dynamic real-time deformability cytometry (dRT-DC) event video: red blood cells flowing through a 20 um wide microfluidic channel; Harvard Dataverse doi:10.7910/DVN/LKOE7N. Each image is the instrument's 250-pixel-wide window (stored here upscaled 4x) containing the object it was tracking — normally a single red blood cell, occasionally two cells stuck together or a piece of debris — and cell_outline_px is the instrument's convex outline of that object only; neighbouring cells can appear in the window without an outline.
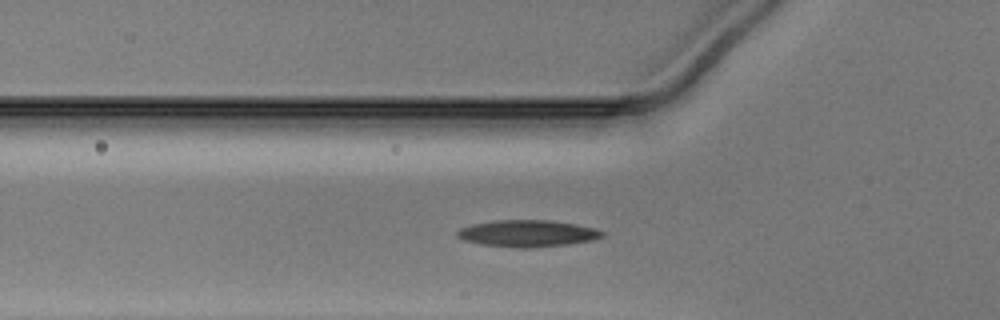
{"species": "Egyptian fruit bat (a non-hibernating species)", "species_latin": "Rousettus aegyptiacus", "temperature_condition": "warm", "stored_images_in_passage": 29, "camera_frame_rate_fps": 3000, "um_per_image_px": 0.085, "animal": {"sex": "male"}, "frame": {"image": 1, "passage_image": 4, "time_ms": 1.0, "image_size_px": [1000, 320], "cell_outline_px": [[604, 236], [592, 240], [568, 244], [528, 248], [520, 248], [484, 244], [464, 240], [456, 236], [456, 232], [460, 228], [472, 224], [492, 220], [548, 220], [576, 224], [596, 228], [604, 232]], "centroid_in_image_um": [44.84, 19.83], "position_along_channel_um": 81.0, "area_um2": 22.54}}
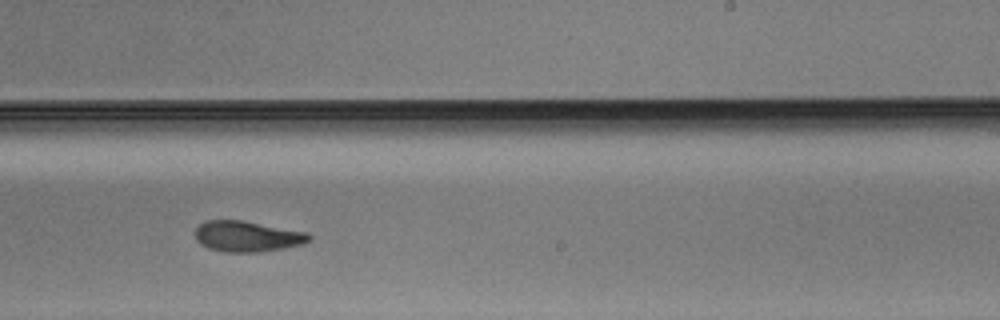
{"frame": {"image": 2, "passage_image": 18, "time_ms": 5.667, "image_size_px": [1000, 320], "cell_outline_px": [[312, 236], [308, 240], [300, 244], [280, 248], [256, 252], [224, 252], [208, 248], [200, 244], [196, 240], [196, 228], [204, 220], [244, 220], [308, 232]], "centroid_in_image_um": [20.97, 20.07], "position_along_channel_um": 268.0, "area_um2": 20.35}}
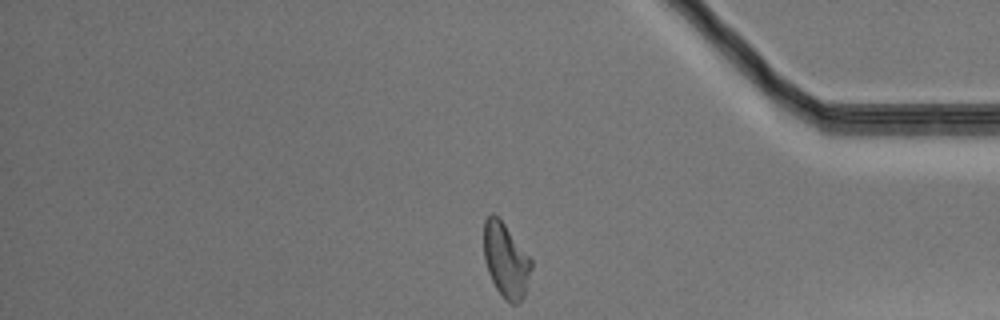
{"frame": {"image": 3, "passage_image": 29, "time_ms": 9.333, "image_size_px": [1000, 320], "cell_outline_px": [[532, 268], [524, 296], [516, 304], [512, 304], [496, 288], [488, 272], [484, 260], [484, 220], [492, 212], [500, 216], [532, 260]], "centroid_in_image_um": [42.99, 22.05], "position_along_channel_um": 392.2, "area_um2": 20.63}}